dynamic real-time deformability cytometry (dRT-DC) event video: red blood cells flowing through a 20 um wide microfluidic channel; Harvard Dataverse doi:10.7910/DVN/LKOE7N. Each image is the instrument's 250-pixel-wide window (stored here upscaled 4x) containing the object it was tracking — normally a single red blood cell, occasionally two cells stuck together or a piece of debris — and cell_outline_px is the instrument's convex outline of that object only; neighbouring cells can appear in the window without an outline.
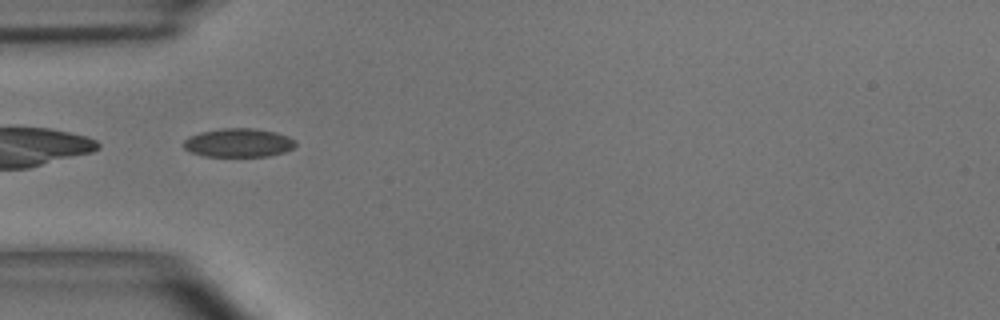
{"species": "common noctule bat (a hibernating species)", "species_latin": "Nyctalus noctula", "temperature_condition": "room temperature", "stored_images_in_passage": 36, "camera_frame_rate_fps": 3000, "um_per_image_px": 0.085, "animal": {"sex": "male", "body_mass_g": 15.6}, "frame": {"image": 1, "passage_image": 1, "time_ms": 0.0, "image_size_px": [1000, 320], "cell_outline_px": [[296, 144], [292, 148], [284, 152], [268, 156], [204, 156], [192, 152], [184, 148], [184, 140], [188, 136], [200, 132], [220, 128], [252, 128], [276, 132], [288, 136], [296, 140]], "centroid_in_image_um": [20.27, 12.12], "position_along_channel_um": 64.7, "area_um2": 18.73}}
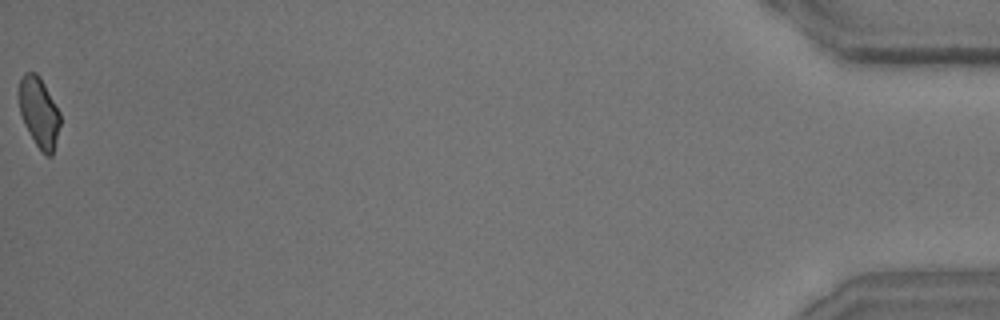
{"frame": {"image": 2, "passage_image": 36, "time_ms": 11.667, "image_size_px": [1000, 320], "cell_outline_px": [[60, 124], [52, 156], [44, 156], [36, 144], [24, 124], [20, 112], [20, 80], [24, 72], [36, 72], [40, 76], [60, 112]], "centroid_in_image_um": [3.33, 9.55], "position_along_channel_um": 431.9, "area_um2": 16.65}, "authors_computed_cell_mechanics": {"area_um2": 17.9758, "velocity_mm_per_s": 3.9738, "shape_relaxation_time_tau1_ms": 4.1616, "shape_relaxation_time_tau2_ms": 1.1991, "deformation_change_tau1": 0.1087, "deformation_change_tau2": 0.0556}}